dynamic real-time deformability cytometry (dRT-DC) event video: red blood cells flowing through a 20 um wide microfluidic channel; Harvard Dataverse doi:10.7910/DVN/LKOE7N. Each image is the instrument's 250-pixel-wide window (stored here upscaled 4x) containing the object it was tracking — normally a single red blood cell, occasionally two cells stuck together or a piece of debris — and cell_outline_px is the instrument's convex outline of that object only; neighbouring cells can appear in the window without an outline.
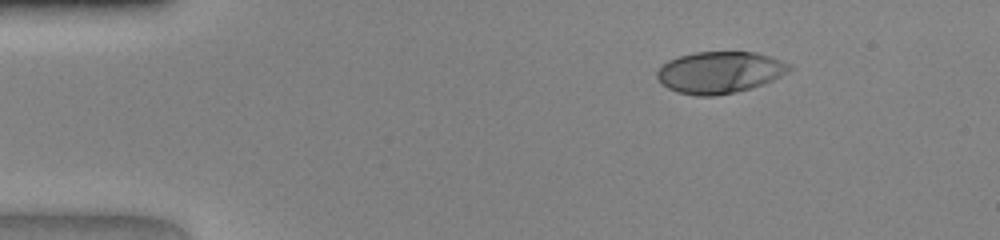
{"species": "human", "species_latin": "Homo sapiens", "temperature_condition": "warm", "stored_images_in_passage": 41, "camera_frame_rate_fps": 3000, "um_per_image_px": 0.085, "donor": {"sex": "female"}, "frame": {"image": 1, "passage_image": 1, "time_ms": 0.0, "image_size_px": [1000, 240], "cell_outline_px": [[792, 68], [788, 72], [764, 84], [752, 88], [712, 96], [696, 96], [676, 92], [660, 84], [656, 76], [656, 72], [668, 60], [680, 56], [696, 52], [756, 52], [772, 56], [792, 64]], "centroid_in_image_um": [61.19, 6.15], "position_along_channel_um": 23.8, "area_um2": 32.31}}
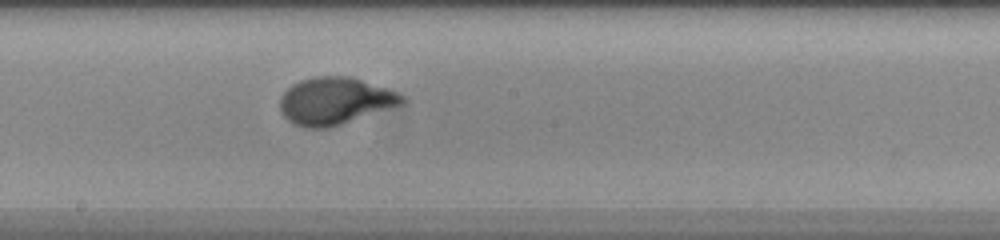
{"frame": {"image": 2, "passage_image": 20, "time_ms": 6.333, "image_size_px": [1000, 240], "cell_outline_px": [[408, 100], [404, 104], [328, 128], [308, 128], [292, 124], [284, 116], [280, 108], [280, 96], [292, 84], [300, 80], [312, 76], [348, 76], [396, 92], [404, 96]], "centroid_in_image_um": [28.45, 8.59], "position_along_channel_um": 219.8, "area_um2": 33.41}}
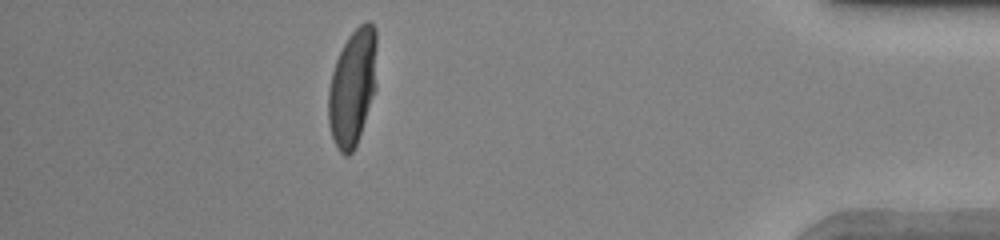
{"frame": {"image": 3, "passage_image": 36, "time_ms": 11.667, "image_size_px": [1000, 240], "cell_outline_px": [[376, 88], [356, 144], [352, 152], [348, 156], [344, 156], [340, 152], [332, 136], [328, 124], [328, 88], [332, 72], [336, 60], [348, 36], [360, 24], [368, 20], [376, 28]], "centroid_in_image_um": [29.96, 7.39], "position_along_channel_um": 405.2, "area_um2": 32.89}}